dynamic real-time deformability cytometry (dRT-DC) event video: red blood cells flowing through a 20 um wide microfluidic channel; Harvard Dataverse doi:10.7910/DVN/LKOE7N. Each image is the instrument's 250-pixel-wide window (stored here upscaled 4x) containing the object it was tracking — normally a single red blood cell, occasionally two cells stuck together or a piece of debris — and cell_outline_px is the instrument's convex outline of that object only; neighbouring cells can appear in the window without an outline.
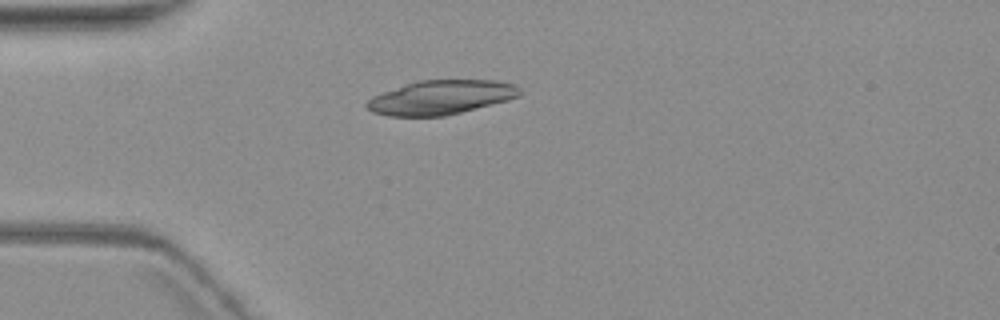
{"species": "common noctule bat (a hibernating species)", "species_latin": "Nyctalus noctula", "temperature_condition": "warm", "stored_images_in_passage": 5, "camera_frame_rate_fps": 3000, "um_per_image_px": 0.085, "animal": {"sex": "female", "body_mass_g": 19.3, "forearm_length_mm": 54.1}, "frame": {"image": 1, "passage_image": 3, "time_ms": 2.667, "image_size_px": [1000, 320], "cell_outline_px": [[520, 96], [508, 100], [444, 116], [388, 116], [372, 112], [364, 104], [372, 96], [404, 84], [416, 80], [496, 80], [516, 84], [520, 88]], "centroid_in_image_um": [37.47, 8.27], "position_along_channel_um": 47.5, "area_um2": 30.52}}